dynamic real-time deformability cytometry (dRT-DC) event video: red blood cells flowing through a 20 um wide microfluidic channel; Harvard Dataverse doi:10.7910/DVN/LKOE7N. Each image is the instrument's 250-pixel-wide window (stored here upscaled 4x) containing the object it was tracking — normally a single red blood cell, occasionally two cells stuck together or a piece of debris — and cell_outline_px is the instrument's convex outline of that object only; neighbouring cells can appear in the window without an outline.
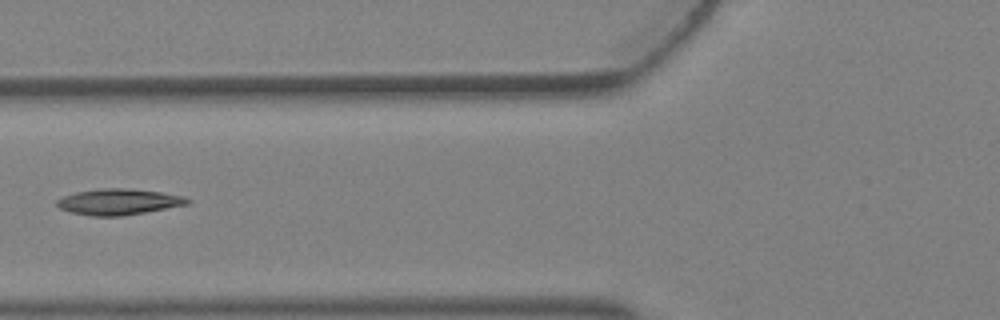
{"species": "Egyptian fruit bat (a non-hibernating species)", "species_latin": "Rousettus aegyptiacus", "temperature_condition": "warm", "stored_images_in_passage": 5, "camera_frame_rate_fps": 3000, "um_per_image_px": 0.085, "animal": {"sex": "female"}, "frame": {"image": 1, "passage_image": 5, "time_ms": 1.333, "image_size_px": [1000, 320], "cell_outline_px": [[192, 200], [188, 204], [144, 212], [120, 216], [92, 216], [72, 212], [60, 208], [56, 204], [56, 200], [64, 196], [76, 192], [104, 188], [128, 188], [160, 192], [184, 196]], "centroid_in_image_um": [10.09, 17.15], "position_along_channel_um": 115.7, "area_um2": 19.54}}